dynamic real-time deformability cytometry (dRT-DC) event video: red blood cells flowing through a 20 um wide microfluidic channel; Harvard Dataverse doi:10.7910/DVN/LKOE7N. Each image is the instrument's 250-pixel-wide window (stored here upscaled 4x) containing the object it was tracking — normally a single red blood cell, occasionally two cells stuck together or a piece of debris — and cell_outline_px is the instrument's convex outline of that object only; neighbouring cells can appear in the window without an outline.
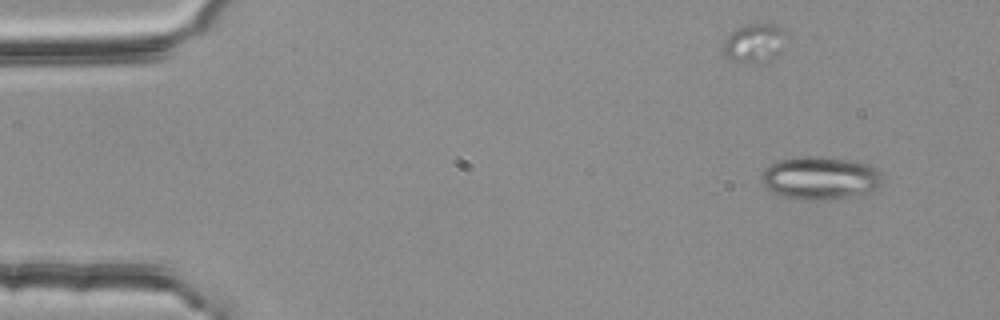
{"species": "common noctule bat (a hibernating species)", "species_latin": "Nyctalus noctula", "temperature_condition": "room temperature", "stored_images_in_passage": 3, "camera_frame_rate_fps": 3000, "um_per_image_px": 0.085, "animal": {"sex": "female", "body_mass_g": 25.1}, "frame": {"image": 1, "passage_image": 1, "time_ms": 0.0, "image_size_px": [1000, 320], "cell_outline_px": [[884, 180], [868, 196], [816, 200], [800, 200], [784, 196], [768, 188], [760, 180], [760, 176], [764, 168], [780, 160], [804, 156], [816, 156], [848, 160], [872, 164], [880, 172]], "centroid_in_image_um": [69.79, 15.15], "position_along_channel_um": 15.2, "area_um2": 30.69}}